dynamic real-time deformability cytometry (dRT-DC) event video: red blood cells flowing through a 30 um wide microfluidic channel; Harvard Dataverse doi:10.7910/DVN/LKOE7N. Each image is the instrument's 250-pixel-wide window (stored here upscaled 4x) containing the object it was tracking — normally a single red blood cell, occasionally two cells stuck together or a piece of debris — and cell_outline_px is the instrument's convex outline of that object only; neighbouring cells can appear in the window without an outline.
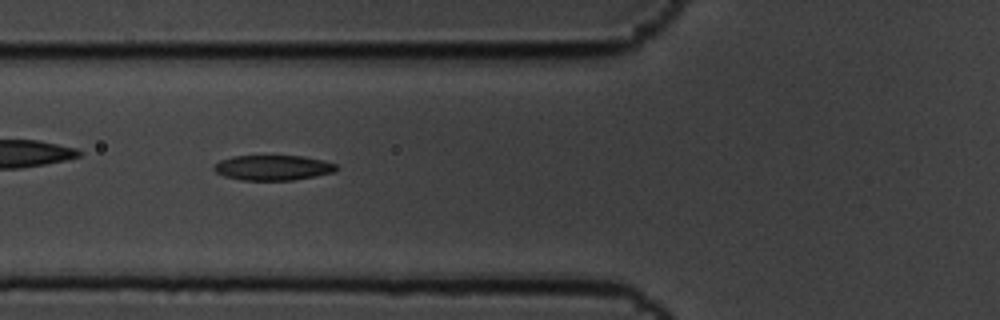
{"species": "common noctule bat (a hibernating species)", "species_latin": "Nyctalus noctula", "temperature_condition": "cold", "stored_images_in_passage": 9, "camera_frame_rate_fps": 3000, "um_per_image_px": 0.085, "animal": {"sex": "male", "body_mass_g": 19.5, "forearm_length_mm": 54.6}, "frame": {"image": 1, "passage_image": 6, "time_ms": 1.667, "image_size_px": [1000, 320], "cell_outline_px": [[340, 168], [336, 172], [292, 180], [240, 180], [224, 176], [216, 172], [212, 168], [220, 160], [232, 156], [304, 156], [324, 160], [336, 164]], "centroid_in_image_um": [23.23, 14.25], "position_along_channel_um": 102.6, "area_um2": 18.03}}
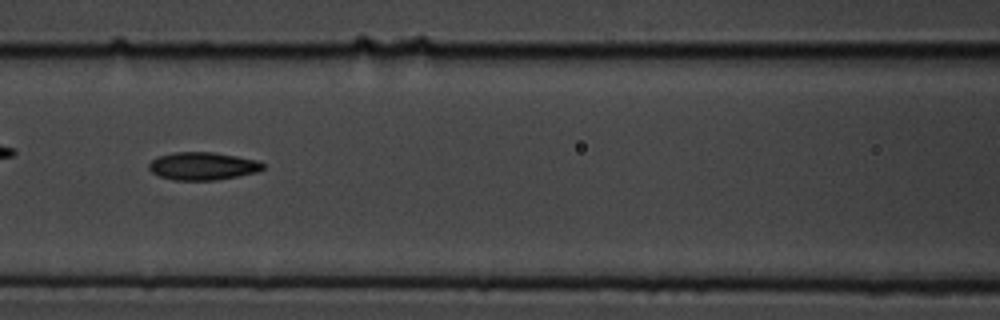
{"frame": {"image": 2, "passage_image": 7, "time_ms": 2.0, "image_size_px": [1000, 320], "cell_outline_px": [[264, 168], [256, 172], [216, 180], [176, 180], [160, 176], [152, 172], [148, 168], [148, 164], [156, 156], [176, 152], [212, 152], [236, 156], [256, 160], [264, 164]], "centroid_in_image_um": [17.2, 14.11], "position_along_channel_um": 149.4, "area_um2": 18.32}}
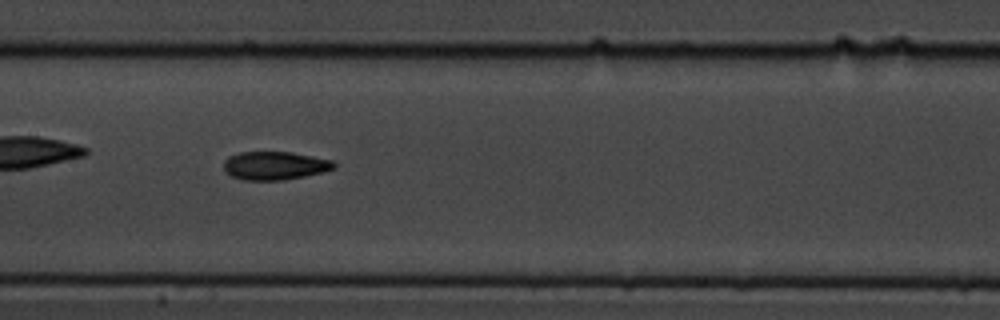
{"frame": {"image": 3, "passage_image": 8, "time_ms": 2.333, "image_size_px": [1000, 320], "cell_outline_px": [[336, 168], [324, 172], [304, 176], [280, 180], [244, 180], [232, 176], [224, 172], [224, 160], [228, 156], [240, 152], [292, 152], [332, 160], [336, 164]], "centroid_in_image_um": [23.35, 14.07], "position_along_channel_um": 184.0, "area_um2": 18.26}}